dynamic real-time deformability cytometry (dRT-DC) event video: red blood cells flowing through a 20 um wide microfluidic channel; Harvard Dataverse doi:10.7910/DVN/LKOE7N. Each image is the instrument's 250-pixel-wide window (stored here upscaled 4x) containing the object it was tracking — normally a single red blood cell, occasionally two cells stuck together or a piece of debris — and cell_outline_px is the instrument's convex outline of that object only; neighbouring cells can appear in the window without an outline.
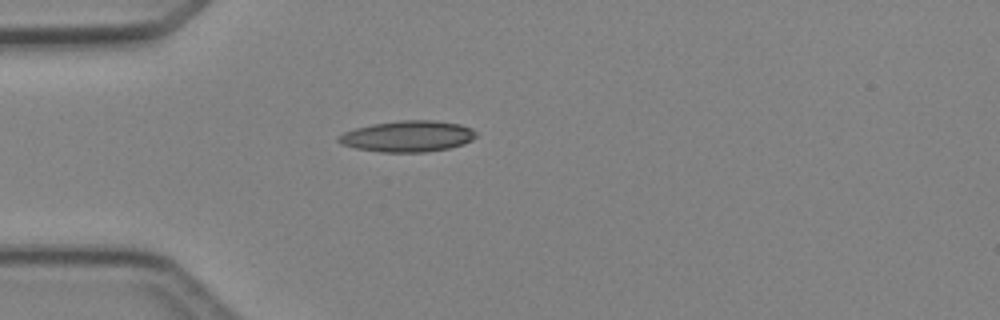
{"species": "Egyptian fruit bat (a non-hibernating species)", "species_latin": "Rousettus aegyptiacus", "temperature_condition": "cold", "stored_images_in_passage": 4, "camera_frame_rate_fps": 3000, "um_per_image_px": 0.085, "animal": {"sex": "female"}, "frame": {"image": 1, "passage_image": 4, "time_ms": 3.667, "image_size_px": [1000, 320], "cell_outline_px": [[476, 136], [472, 140], [464, 144], [448, 148], [424, 152], [380, 152], [356, 148], [340, 144], [336, 140], [336, 136], [344, 132], [356, 128], [372, 124], [400, 120], [436, 120], [460, 124], [472, 128], [476, 132]], "centroid_in_image_um": [34.64, 11.58], "position_along_channel_um": 50.4, "area_um2": 25.09}}